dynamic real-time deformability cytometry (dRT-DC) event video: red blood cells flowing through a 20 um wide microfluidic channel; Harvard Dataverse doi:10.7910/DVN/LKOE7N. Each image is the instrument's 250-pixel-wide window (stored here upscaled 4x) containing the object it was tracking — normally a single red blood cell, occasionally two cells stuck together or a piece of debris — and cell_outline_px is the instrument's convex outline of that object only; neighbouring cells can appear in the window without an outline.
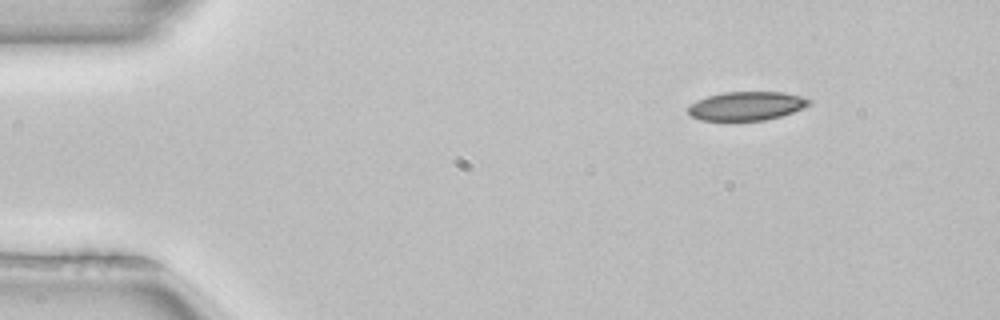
{"species": "common noctule bat (a hibernating species)", "species_latin": "Nyctalus noctula", "temperature_condition": "room temperature", "stored_images_in_passage": 3, "camera_frame_rate_fps": 3000, "um_per_image_px": 0.085, "animal": {"sex": "female", "body_mass_g": 22.7, "forearm_length_mm": 54.2}, "frame": {"image": 1, "passage_image": 1, "time_ms": 0.0, "image_size_px": [1000, 320], "cell_outline_px": [[812, 104], [792, 112], [780, 116], [764, 120], [700, 120], [692, 116], [688, 112], [688, 104], [696, 100], [708, 96], [724, 92], [784, 92], [800, 96], [812, 100]], "centroid_in_image_um": [63.45, 9.0], "position_along_channel_um": 21.6, "area_um2": 20.23}}
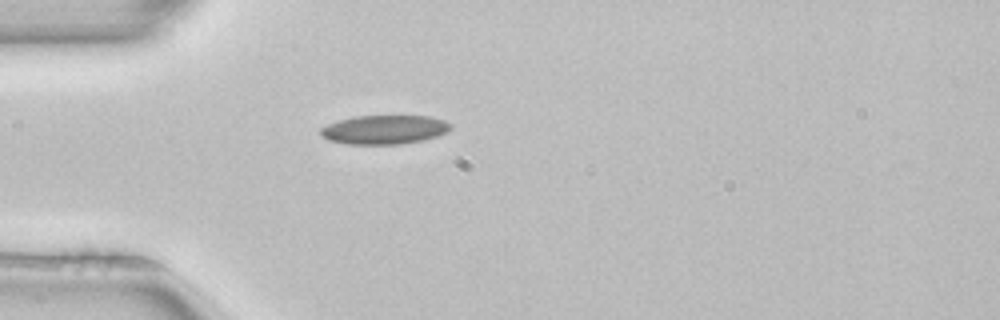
{"frame": {"image": 2, "passage_image": 3, "time_ms": 0.667, "image_size_px": [1000, 320], "cell_outline_px": [[452, 128], [448, 132], [436, 136], [420, 140], [396, 144], [348, 144], [328, 140], [320, 136], [320, 128], [328, 124], [340, 120], [356, 116], [428, 116], [444, 120], [452, 124]], "centroid_in_image_um": [32.66, 11.01], "position_along_channel_um": 52.3, "area_um2": 21.85}}